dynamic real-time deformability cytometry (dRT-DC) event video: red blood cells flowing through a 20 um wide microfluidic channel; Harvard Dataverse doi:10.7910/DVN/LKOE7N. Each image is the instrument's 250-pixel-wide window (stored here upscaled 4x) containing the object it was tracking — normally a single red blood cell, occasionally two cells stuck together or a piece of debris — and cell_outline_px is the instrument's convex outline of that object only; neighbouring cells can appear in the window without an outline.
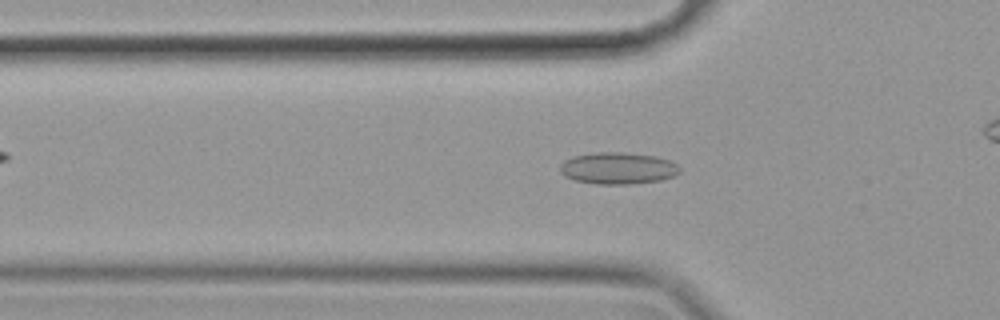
{"species": "common noctule bat (a hibernating species)", "species_latin": "Nyctalus noctula", "temperature_condition": "cold", "stored_images_in_passage": 36, "camera_frame_rate_fps": 3000, "um_per_image_px": 0.085, "animal": {"sex": "female", "body_mass_g": 19.9}, "frame": {"image": 1, "passage_image": 8, "time_ms": 2.333, "image_size_px": [1000, 320], "cell_outline_px": [[680, 172], [676, 176], [660, 180], [628, 184], [596, 184], [576, 180], [564, 176], [560, 172], [560, 164], [564, 160], [572, 156], [596, 152], [620, 152], [656, 156], [668, 160], [676, 164], [680, 168]], "centroid_in_image_um": [52.51, 14.3], "position_along_channel_um": 73.3, "area_um2": 22.2}}
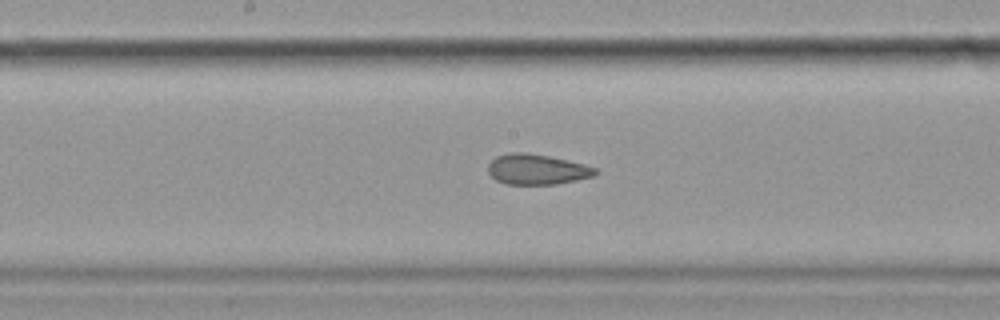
{"frame": {"image": 2, "passage_image": 19, "time_ms": 6.0, "image_size_px": [1000, 320], "cell_outline_px": [[600, 172], [596, 176], [556, 184], [508, 184], [496, 180], [488, 172], [488, 164], [496, 156], [512, 152], [524, 152], [548, 156], [584, 164], [596, 168]], "centroid_in_image_um": [45.66, 14.4], "position_along_channel_um": 202.5, "area_um2": 18.96}}
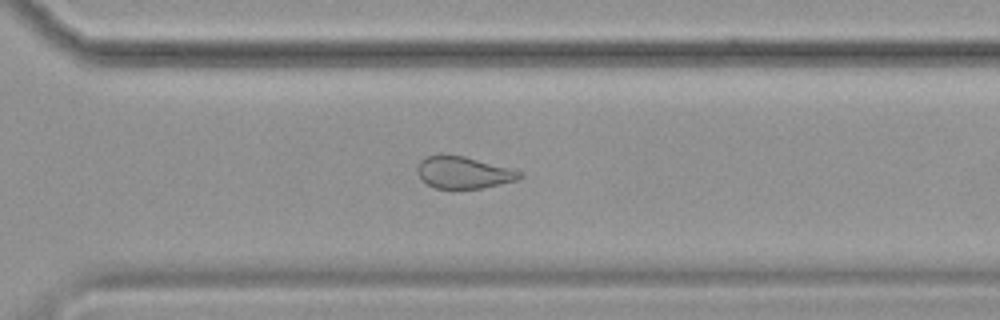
{"frame": {"image": 3, "passage_image": 30, "time_ms": 9.667, "image_size_px": [1000, 320], "cell_outline_px": [[520, 176], [516, 180], [480, 188], [436, 188], [420, 180], [416, 172], [416, 168], [420, 160], [424, 156], [464, 156], [508, 168], [520, 172]], "centroid_in_image_um": [39.3, 14.67], "position_along_channel_um": 331.3, "area_um2": 18.5}}